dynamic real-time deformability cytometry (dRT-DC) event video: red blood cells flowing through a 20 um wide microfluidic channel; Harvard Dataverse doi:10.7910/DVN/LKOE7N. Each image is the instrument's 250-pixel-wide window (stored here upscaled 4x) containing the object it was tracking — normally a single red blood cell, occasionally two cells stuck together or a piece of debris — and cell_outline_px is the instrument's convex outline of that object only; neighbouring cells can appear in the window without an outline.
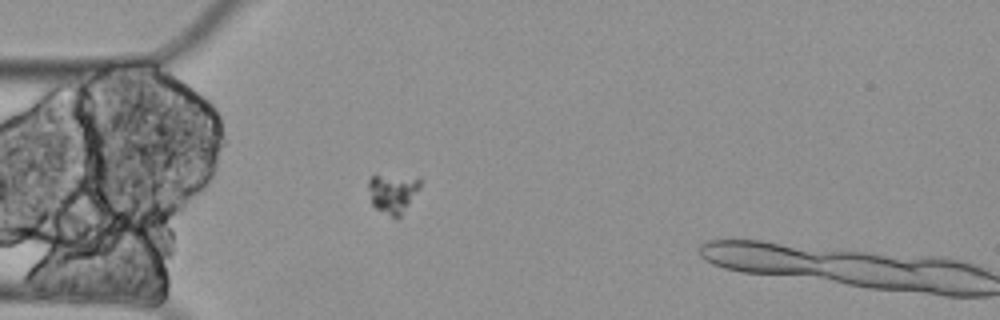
{"species": "Egyptian fruit bat (a non-hibernating species)", "species_latin": "Rousettus aegyptiacus", "temperature_condition": "cold", "stored_images_in_passage": 2, "camera_frame_rate_fps": 3000, "um_per_image_px": 0.085, "animal": {"sex": "female"}, "frame": {"image": 1, "passage_image": 1, "time_ms": 0.0, "image_size_px": [1000, 320], "cell_outline_px": [[424, 180], [420, 188], [400, 216], [396, 220], [376, 208], [372, 204], [368, 188], [368, 180], [372, 176], [420, 176]], "centroid_in_image_um": [33.44, 16.4], "position_along_channel_um": 51.6, "area_um2": 12.02}}